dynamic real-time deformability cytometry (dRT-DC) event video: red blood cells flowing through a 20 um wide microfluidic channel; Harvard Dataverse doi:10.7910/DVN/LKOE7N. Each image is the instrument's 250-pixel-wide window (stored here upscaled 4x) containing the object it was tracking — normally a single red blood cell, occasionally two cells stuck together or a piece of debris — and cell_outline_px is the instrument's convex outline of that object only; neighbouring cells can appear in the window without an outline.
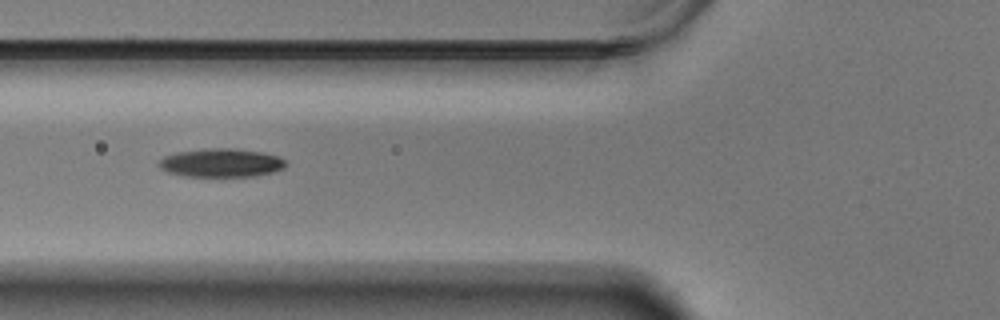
{"species": "Egyptian fruit bat (a non-hibernating species)", "species_latin": "Rousettus aegyptiacus", "temperature_condition": "warm", "stored_images_in_passage": 22, "camera_frame_rate_fps": 3000, "um_per_image_px": 0.085, "animal": {"sex": "male"}, "frame": {"image": 1, "passage_image": 7, "time_ms": 2.0, "image_size_px": [1000, 320], "cell_outline_px": [[284, 168], [272, 172], [252, 176], [184, 176], [168, 172], [160, 168], [156, 164], [164, 156], [176, 152], [204, 148], [228, 148], [260, 152], [276, 156], [284, 160]], "centroid_in_image_um": [18.72, 13.84], "position_along_channel_um": 107.1, "area_um2": 20.87}}
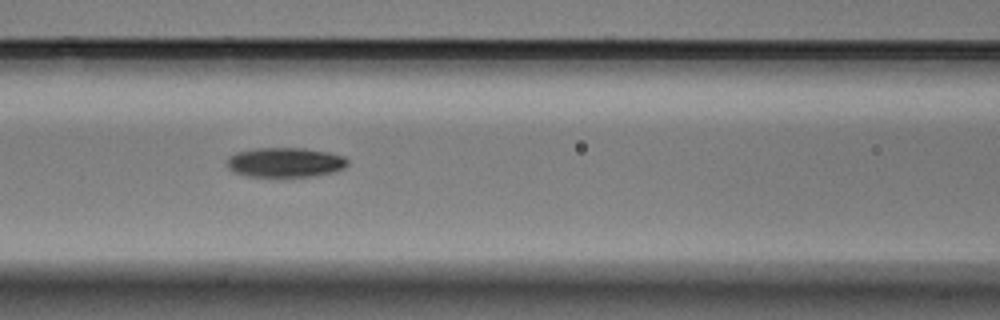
{"frame": {"image": 2, "passage_image": 10, "time_ms": 3.0, "image_size_px": [1000, 320], "cell_outline_px": [[348, 164], [344, 168], [332, 172], [316, 176], [248, 176], [236, 172], [228, 168], [228, 156], [236, 152], [256, 148], [304, 148], [328, 152], [344, 156], [348, 160]], "centroid_in_image_um": [24.26, 13.79], "position_along_channel_um": 142.3, "area_um2": 20.75}}
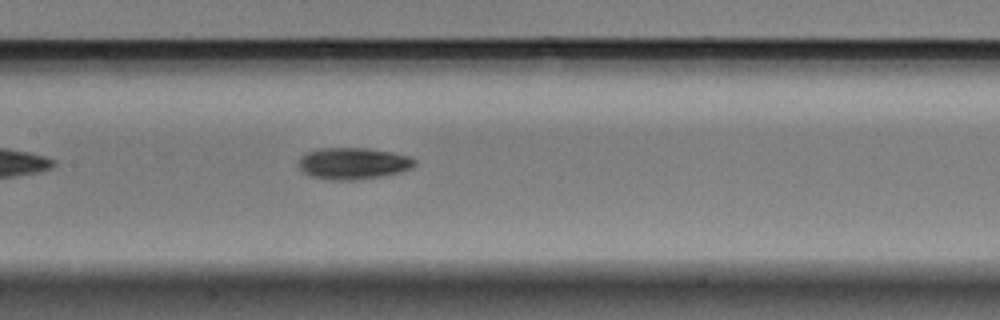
{"frame": {"image": 3, "passage_image": 13, "time_ms": 4.0, "image_size_px": [1000, 320], "cell_outline_px": [[416, 164], [412, 168], [400, 172], [380, 176], [356, 180], [328, 180], [312, 176], [304, 172], [300, 168], [300, 156], [304, 152], [320, 148], [368, 148], [392, 152], [412, 156], [416, 160]], "centroid_in_image_um": [30.04, 13.88], "position_along_channel_um": 177.4, "area_um2": 21.56}}